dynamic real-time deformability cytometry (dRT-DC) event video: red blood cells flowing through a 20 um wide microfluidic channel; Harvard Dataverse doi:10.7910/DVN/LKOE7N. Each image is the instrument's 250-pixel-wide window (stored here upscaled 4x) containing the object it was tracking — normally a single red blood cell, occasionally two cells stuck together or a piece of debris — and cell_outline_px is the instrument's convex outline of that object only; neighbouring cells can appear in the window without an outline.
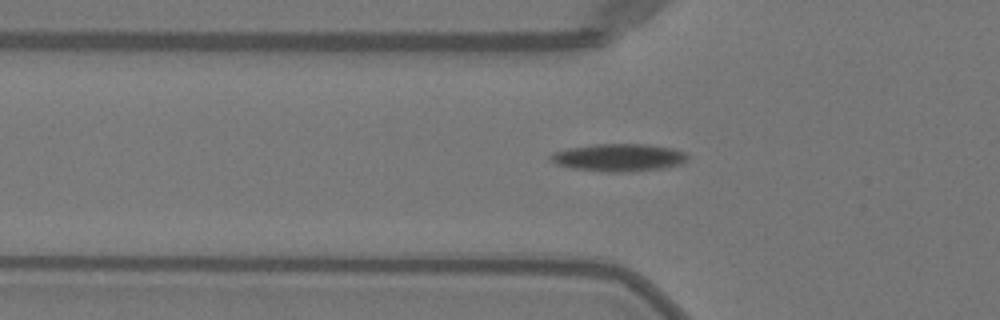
{"species": "Egyptian fruit bat (a non-hibernating species)", "species_latin": "Rousettus aegyptiacus", "temperature_condition": "warm", "stored_images_in_passage": 38, "camera_frame_rate_fps": 3000, "um_per_image_px": 0.085, "animal": {"sex": "female"}, "frame": {"image": 1, "passage_image": 6, "time_ms": 1.667, "image_size_px": [1000, 320], "cell_outline_px": [[688, 156], [680, 164], [664, 168], [620, 172], [600, 172], [572, 168], [556, 164], [548, 156], [552, 152], [568, 148], [596, 144], [648, 144], [672, 148], [688, 152]], "centroid_in_image_um": [52.58, 13.38], "position_along_channel_um": 73.2, "area_um2": 22.08}}
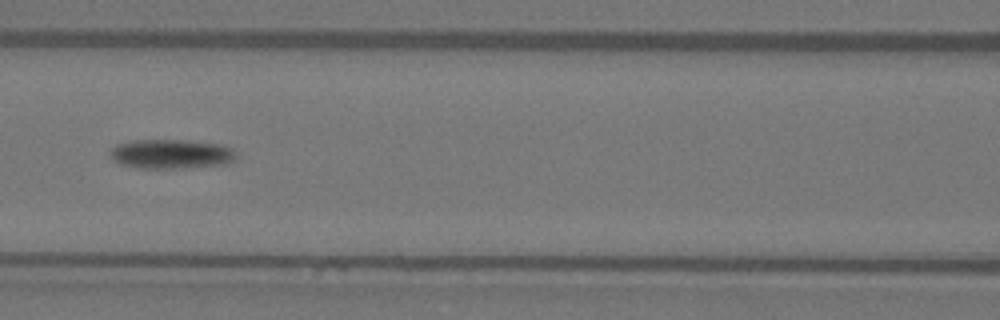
{"frame": {"image": 2, "passage_image": 12, "time_ms": 3.667, "image_size_px": [1000, 320], "cell_outline_px": [[236, 156], [228, 164], [180, 168], [144, 168], [120, 164], [112, 160], [108, 152], [116, 144], [136, 140], [188, 140], [220, 144], [232, 148], [236, 152]], "centroid_in_image_um": [14.54, 13.08], "position_along_channel_um": 152.1, "area_um2": 21.68}}
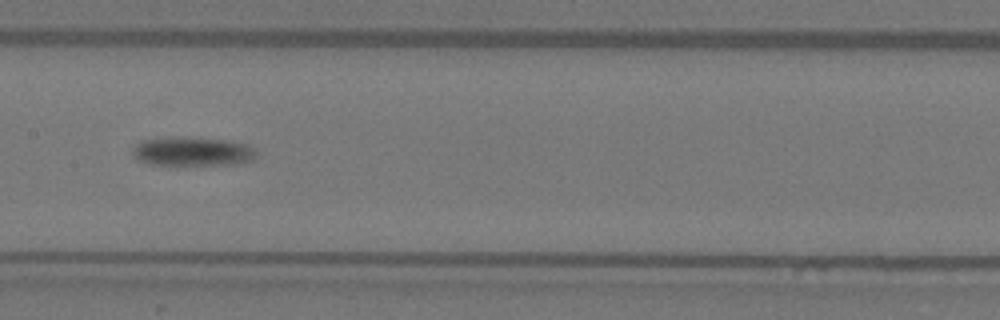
{"frame": {"image": 3, "passage_image": 15, "time_ms": 4.667, "image_size_px": [1000, 320], "cell_outline_px": [[256, 156], [252, 160], [236, 164], [152, 164], [140, 160], [132, 152], [136, 144], [144, 140], [172, 136], [224, 140], [248, 144], [256, 152]], "centroid_in_image_um": [16.38, 12.86], "position_along_channel_um": 191.0, "area_um2": 20.46}}